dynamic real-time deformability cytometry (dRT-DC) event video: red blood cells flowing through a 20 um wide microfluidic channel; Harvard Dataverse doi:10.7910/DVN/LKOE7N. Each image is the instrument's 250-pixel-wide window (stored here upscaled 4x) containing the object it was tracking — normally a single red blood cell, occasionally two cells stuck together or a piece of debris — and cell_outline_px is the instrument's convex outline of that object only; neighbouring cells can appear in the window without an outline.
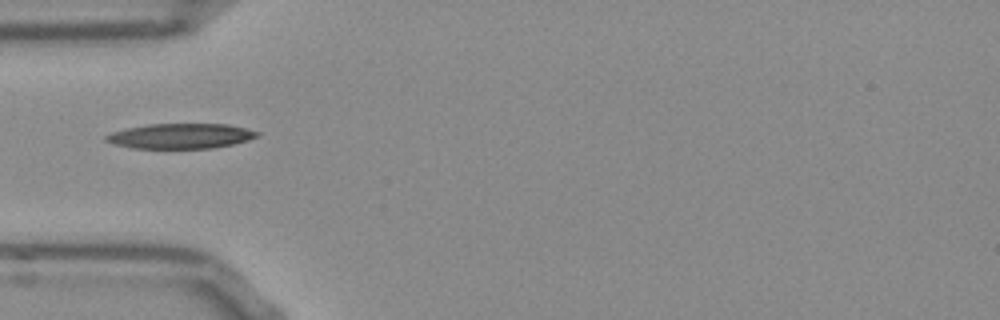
{"species": "Egyptian fruit bat (a non-hibernating species)", "species_latin": "Rousettus aegyptiacus", "temperature_condition": "room temperature", "stored_images_in_passage": 37, "camera_frame_rate_fps": 3000, "um_per_image_px": 0.085, "frame": {"image": 1, "passage_image": 1, "time_ms": 0.0, "image_size_px": [1000, 320], "cell_outline_px": [[260, 136], [248, 140], [232, 144], [212, 148], [132, 148], [112, 144], [104, 140], [104, 136], [112, 132], [128, 128], [148, 124], [228, 124], [260, 132]], "centroid_in_image_um": [15.34, 11.56], "position_along_channel_um": 69.7, "area_um2": 22.08}}
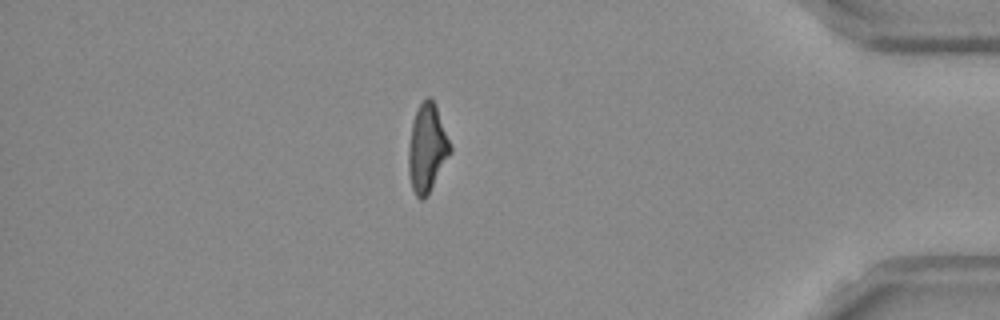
{"frame": {"image": 2, "passage_image": 30, "time_ms": 9.667, "image_size_px": [1000, 320], "cell_outline_px": [[452, 152], [424, 200], [420, 200], [416, 196], [412, 188], [408, 172], [408, 148], [412, 124], [416, 112], [420, 104], [428, 96], [432, 100], [436, 108], [452, 148]], "centroid_in_image_um": [36.29, 12.65], "position_along_channel_um": 398.9, "area_um2": 20.98}}
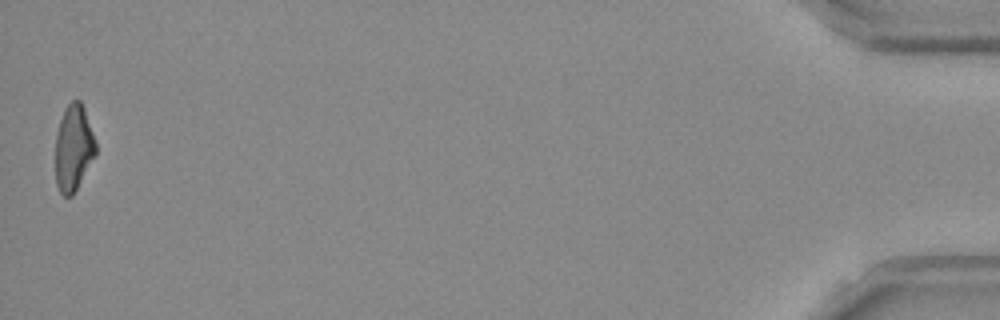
{"frame": {"image": 3, "passage_image": 37, "time_ms": 12.0, "image_size_px": [1000, 320], "cell_outline_px": [[96, 156], [72, 196], [64, 196], [60, 192], [56, 184], [56, 132], [64, 108], [72, 100], [80, 100], [84, 108], [96, 140]], "centroid_in_image_um": [6.26, 12.57], "position_along_channel_um": 428.9, "area_um2": 20.4}, "authors_computed_cell_mechanics": {"area_um2": 21.6172, "velocity_mm_per_s": 3.8161, "shape_relaxation_time_tau1_ms": null, "shape_relaxation_time_tau2_ms": 3.475, "deformation_change_tau1": null, "deformation_change_tau2": 0.1275}}